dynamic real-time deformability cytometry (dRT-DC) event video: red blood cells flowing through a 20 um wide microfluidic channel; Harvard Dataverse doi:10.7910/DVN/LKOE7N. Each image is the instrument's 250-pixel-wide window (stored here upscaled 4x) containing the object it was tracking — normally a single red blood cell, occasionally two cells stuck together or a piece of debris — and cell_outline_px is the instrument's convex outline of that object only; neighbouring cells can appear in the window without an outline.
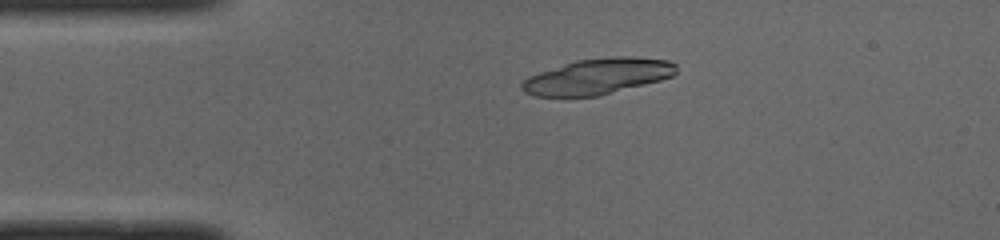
{"species": "common noctule bat (a hibernating species)", "species_latin": "Nyctalus noctula", "temperature_condition": "cold", "stored_images_in_passage": 40, "camera_frame_rate_fps": 3000, "um_per_image_px": 0.085, "animal": {"sex": "male", "body_mass_g": 19.0, "forearm_length_mm": 50.8}, "frame": {"image": 1, "passage_image": 1, "time_ms": 0.0, "image_size_px": [1000, 240], "cell_outline_px": [[676, 72], [672, 76], [660, 80], [600, 96], [536, 96], [524, 92], [520, 88], [520, 84], [528, 76], [576, 60], [612, 56], [628, 56], [668, 60], [676, 64]], "centroid_in_image_um": [50.8, 6.49], "position_along_channel_um": 34.2, "area_um2": 32.08}}
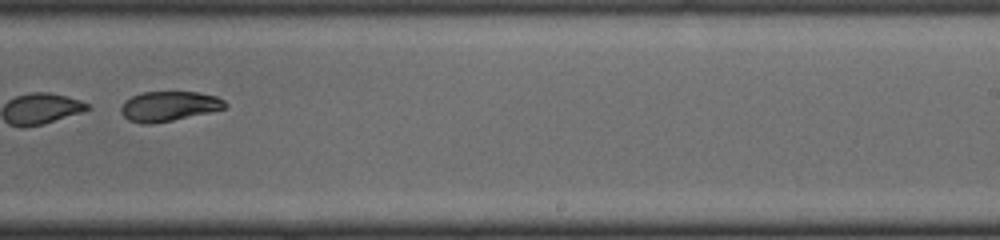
{"frame": {"image": 2, "passage_image": 22, "time_ms": 7.0, "image_size_px": [1000, 240], "cell_outline_px": [[228, 108], [172, 120], [152, 124], [140, 124], [128, 120], [120, 112], [120, 108], [124, 100], [140, 92], [196, 92], [216, 96], [224, 100], [228, 104]], "centroid_in_image_um": [14.34, 9.03], "position_along_channel_um": 274.7, "area_um2": 18.26}}